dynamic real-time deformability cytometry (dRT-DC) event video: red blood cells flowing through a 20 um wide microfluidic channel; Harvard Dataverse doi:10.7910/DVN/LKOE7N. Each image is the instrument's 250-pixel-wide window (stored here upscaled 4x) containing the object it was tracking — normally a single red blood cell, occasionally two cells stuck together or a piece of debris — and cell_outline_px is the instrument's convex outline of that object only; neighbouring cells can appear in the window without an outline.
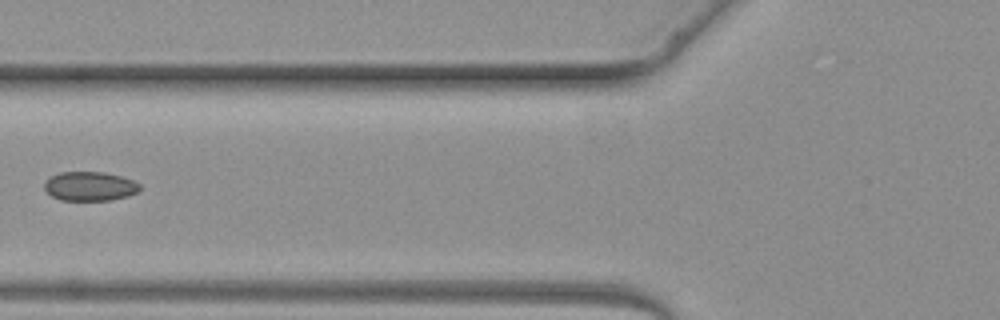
{"species": "common noctule bat (a hibernating species)", "species_latin": "Nyctalus noctula", "temperature_condition": "warm", "stored_images_in_passage": 3, "camera_frame_rate_fps": 3000, "um_per_image_px": 0.085, "animal": {"sex": "female", "body_mass_g": 19.3, "forearm_length_mm": 54.1}, "frame": {"image": 1, "passage_image": 3, "time_ms": 3.0, "image_size_px": [1000, 320], "cell_outline_px": [[140, 188], [136, 192], [128, 196], [112, 200], [60, 200], [52, 196], [44, 188], [44, 180], [60, 172], [104, 172], [120, 176], [132, 180], [140, 184]], "centroid_in_image_um": [7.62, 15.83], "position_along_channel_um": 118.2, "area_um2": 16.18}}